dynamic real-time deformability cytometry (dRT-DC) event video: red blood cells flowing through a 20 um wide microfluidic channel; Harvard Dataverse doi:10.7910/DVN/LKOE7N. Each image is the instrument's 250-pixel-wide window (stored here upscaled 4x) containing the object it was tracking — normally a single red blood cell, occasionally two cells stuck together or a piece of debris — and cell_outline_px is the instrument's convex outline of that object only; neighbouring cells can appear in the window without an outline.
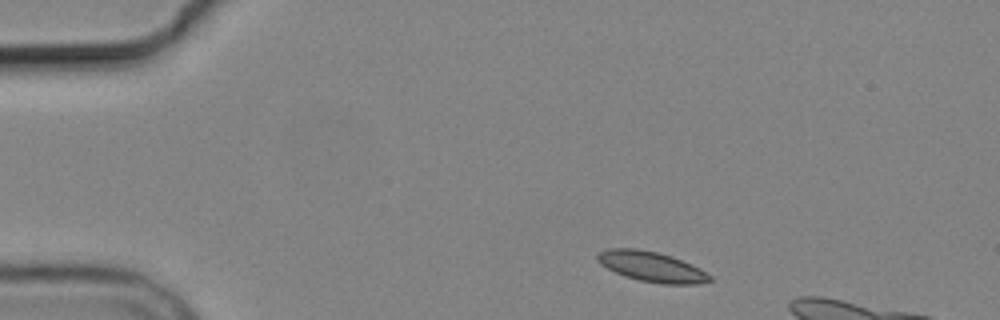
{"species": "common noctule bat (a hibernating species)", "species_latin": "Nyctalus noctula", "temperature_condition": "cold", "stored_images_in_passage": 7, "segment_of_instrument_passage": [1, 2], "camera_frame_rate_fps": 3000, "um_per_image_px": 0.085, "animal": {"sex": "male", "body_mass_g": 19.2, "forearm_length_mm": 51.8}, "frame": {"image": 1, "passage_image": 1, "time_ms": 0.0, "image_size_px": [1000, 320], "cell_outline_px": [[712, 280], [700, 284], [660, 284], [640, 280], [624, 276], [600, 264], [596, 260], [596, 256], [600, 252], [608, 248], [636, 248], [660, 252], [672, 256], [692, 264], [700, 268], [712, 276]], "centroid_in_image_um": [55.41, 22.66], "position_along_channel_um": 29.6, "area_um2": 19.94}}
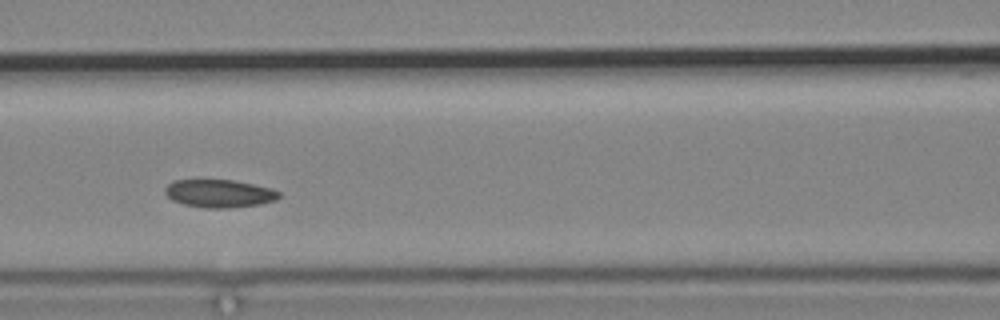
{"frame": {"image": 2, "passage_image": 5, "time_ms": 5.0, "image_size_px": [1000, 320], "cell_outline_px": [[280, 196], [276, 200], [260, 204], [224, 208], [204, 208], [184, 204], [172, 200], [164, 192], [164, 188], [172, 180], [232, 180], [272, 188], [280, 192]], "centroid_in_image_um": [18.63, 16.44], "position_along_channel_um": 148.0, "area_um2": 18.5}}
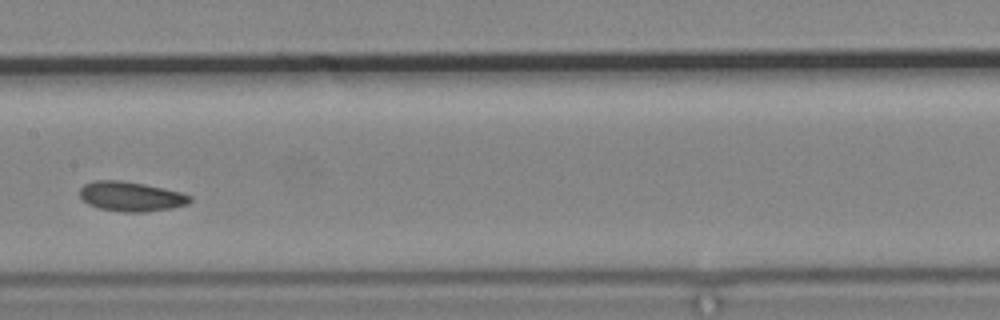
{"frame": {"image": 3, "passage_image": 6, "time_ms": 6.333, "image_size_px": [1000, 320], "cell_outline_px": [[192, 200], [188, 204], [172, 208], [144, 212], [120, 212], [100, 208], [88, 204], [80, 196], [80, 188], [84, 184], [96, 180], [120, 180], [144, 184], [164, 188], [180, 192], [192, 196]], "centroid_in_image_um": [11.15, 16.7], "position_along_channel_um": 196.3, "area_um2": 19.07}}